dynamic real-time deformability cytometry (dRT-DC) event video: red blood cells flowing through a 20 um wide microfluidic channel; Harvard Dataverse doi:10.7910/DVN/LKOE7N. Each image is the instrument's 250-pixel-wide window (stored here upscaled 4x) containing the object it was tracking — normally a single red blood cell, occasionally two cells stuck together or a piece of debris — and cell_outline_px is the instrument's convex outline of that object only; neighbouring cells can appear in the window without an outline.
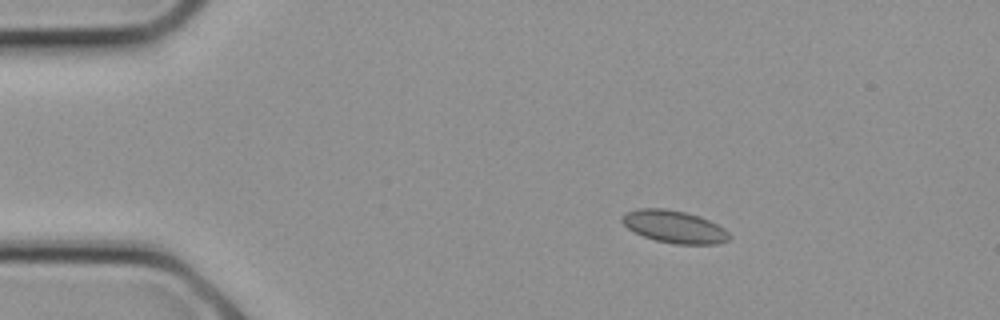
{"species": "common noctule bat (a hibernating species)", "species_latin": "Nyctalus noctula", "temperature_condition": "cold", "stored_images_in_passage": 10, "camera_frame_rate_fps": 3000, "um_per_image_px": 0.085, "animal": {"sex": "female", "body_mass_g": 21.9}, "frame": {"image": 1, "passage_image": 5, "time_ms": 1.333, "image_size_px": [1000, 320], "cell_outline_px": [[728, 240], [716, 244], [676, 244], [656, 240], [644, 236], [628, 228], [620, 220], [620, 216], [628, 212], [640, 208], [664, 208], [684, 212], [700, 216], [724, 228], [728, 232]], "centroid_in_image_um": [57.29, 19.26], "position_along_channel_um": 27.7, "area_um2": 20.0}}
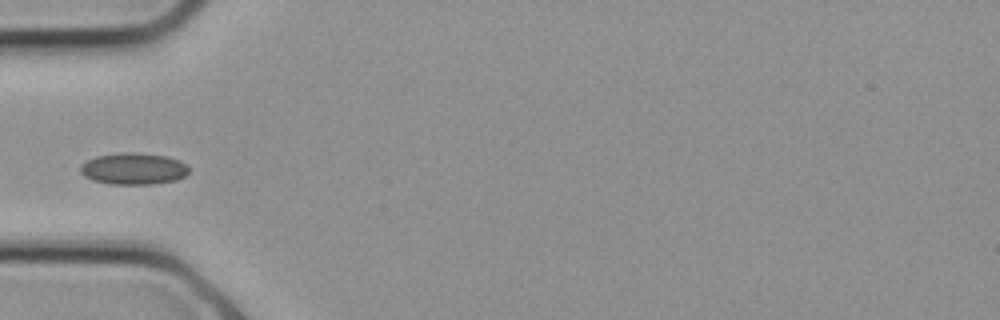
{"frame": {"image": 2, "passage_image": 9, "time_ms": 2.667, "image_size_px": [1000, 320], "cell_outline_px": [[188, 172], [184, 176], [176, 180], [152, 184], [108, 184], [92, 180], [84, 176], [80, 172], [80, 164], [96, 156], [116, 152], [136, 152], [168, 156], [180, 160], [188, 168]], "centroid_in_image_um": [11.32, 14.33], "position_along_channel_um": 73.7, "area_um2": 20.23}}